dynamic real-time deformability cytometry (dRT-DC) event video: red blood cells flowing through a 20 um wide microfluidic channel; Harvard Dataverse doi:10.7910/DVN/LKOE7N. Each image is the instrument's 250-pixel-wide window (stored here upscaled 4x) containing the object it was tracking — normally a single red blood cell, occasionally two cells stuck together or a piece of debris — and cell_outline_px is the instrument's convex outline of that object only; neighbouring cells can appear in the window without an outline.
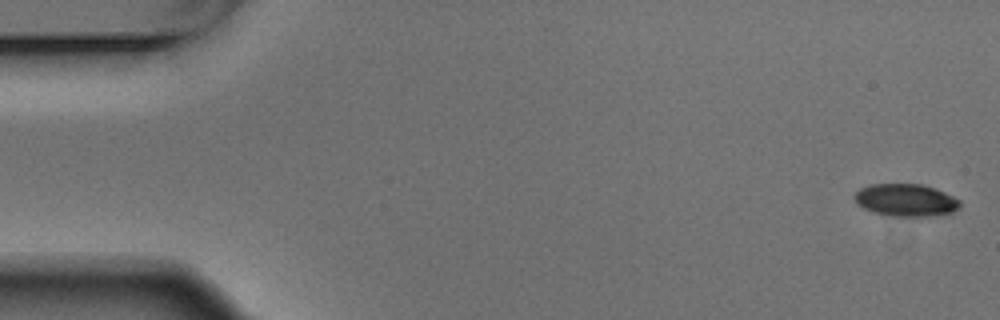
{"species": "Egyptian fruit bat (a non-hibernating species)", "species_latin": "Rousettus aegyptiacus", "temperature_condition": "warm", "stored_images_in_passage": 6, "camera_frame_rate_fps": 3000, "um_per_image_px": 0.085, "animal": {"sex": "male"}, "frame": {"image": 1, "passage_image": 1, "time_ms": 0.0, "image_size_px": [1000, 320], "cell_outline_px": [[960, 204], [952, 212], [924, 216], [888, 216], [872, 212], [856, 204], [852, 196], [860, 188], [872, 184], [924, 184], [936, 188], [960, 200]], "centroid_in_image_um": [76.93, 17.0], "position_along_channel_um": 8.1, "area_um2": 19.94}}
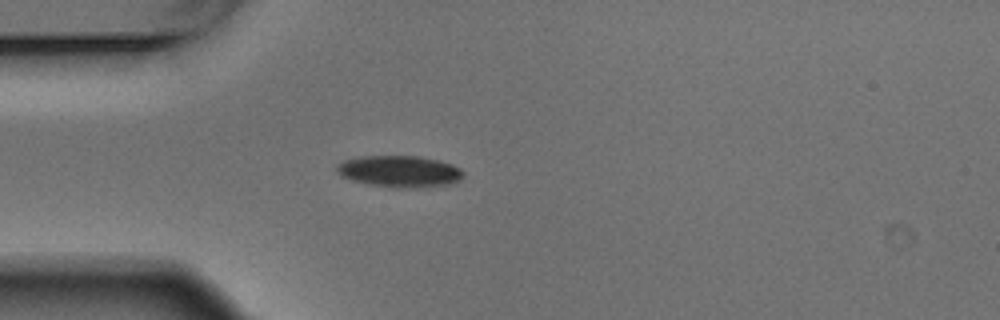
{"frame": {"image": 2, "passage_image": 5, "time_ms": 1.333, "image_size_px": [1000, 320], "cell_outline_px": [[464, 176], [460, 180], [452, 184], [416, 188], [400, 188], [368, 184], [352, 180], [340, 176], [336, 172], [336, 164], [344, 160], [360, 156], [420, 156], [452, 164], [460, 168], [464, 172]], "centroid_in_image_um": [33.96, 14.57], "position_along_channel_um": 51.0, "area_um2": 23.52}}